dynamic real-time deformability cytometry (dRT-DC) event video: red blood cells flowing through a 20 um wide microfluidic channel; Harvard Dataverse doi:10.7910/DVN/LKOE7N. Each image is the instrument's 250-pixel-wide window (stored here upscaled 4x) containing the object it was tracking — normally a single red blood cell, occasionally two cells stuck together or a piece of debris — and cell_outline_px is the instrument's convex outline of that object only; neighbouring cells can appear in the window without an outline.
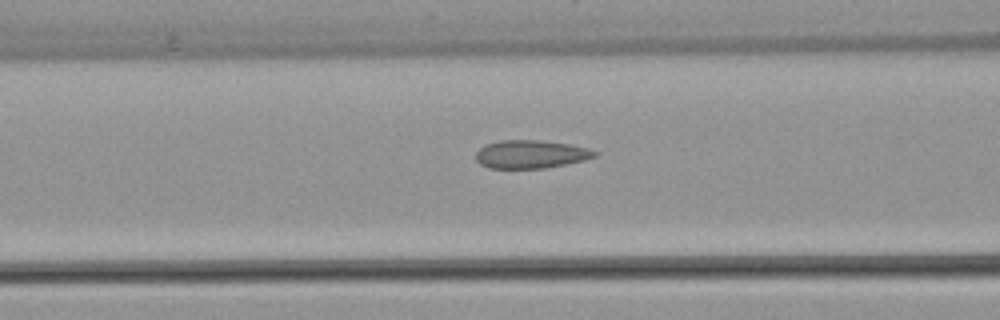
{"species": "common noctule bat (a hibernating species)", "species_latin": "Nyctalus noctula", "temperature_condition": "warm", "stored_images_in_passage": 34, "camera_frame_rate_fps": 3000, "um_per_image_px": 0.085, "animal": {"sex": "female", "body_mass_g": 22.7, "forearm_length_mm": 54.2}, "frame": {"image": 1, "passage_image": 12, "time_ms": 3.667, "image_size_px": [1000, 320], "cell_outline_px": [[600, 152], [596, 156], [584, 160], [544, 168], [488, 168], [480, 164], [476, 160], [476, 152], [484, 144], [500, 140], [540, 140], [568, 144], [588, 148]], "centroid_in_image_um": [45.1, 13.1], "position_along_channel_um": 121.5, "area_um2": 19.54}}
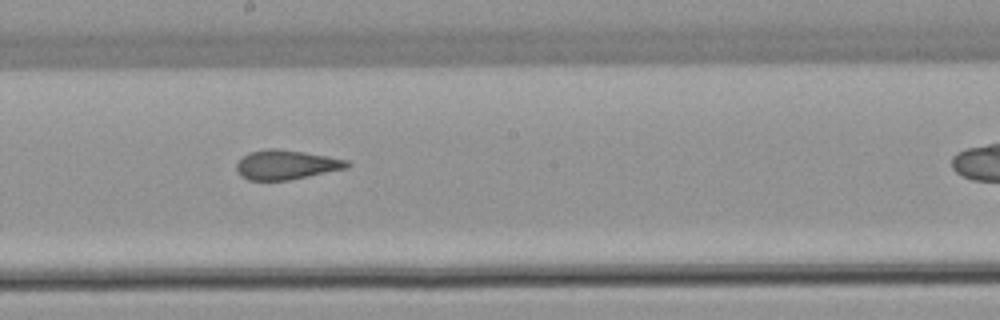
{"frame": {"image": 2, "passage_image": 20, "time_ms": 6.333, "image_size_px": [1000, 320], "cell_outline_px": [[352, 164], [348, 168], [288, 180], [248, 180], [240, 176], [236, 172], [236, 164], [244, 156], [252, 152], [268, 148], [276, 148], [304, 152], [328, 156], [348, 160]], "centroid_in_image_um": [24.34, 14.01], "position_along_channel_um": 223.9, "area_um2": 18.96}}
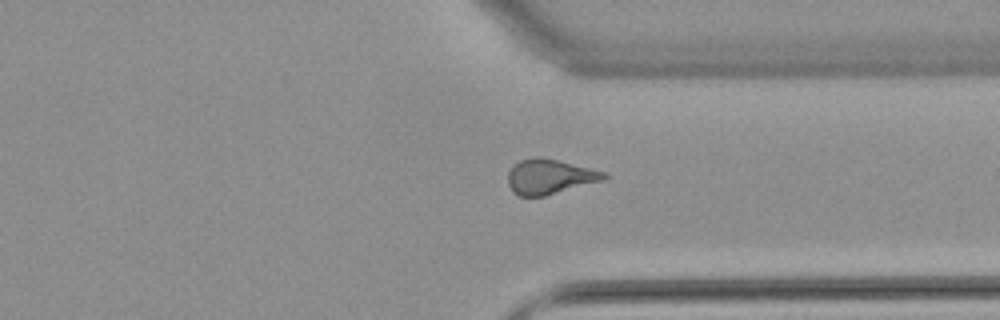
{"frame": {"image": 3, "passage_image": 31, "time_ms": 10.0, "image_size_px": [1000, 320], "cell_outline_px": [[608, 176], [604, 180], [544, 196], [520, 196], [512, 192], [508, 184], [508, 172], [520, 160], [536, 156], [540, 156], [608, 172]], "centroid_in_image_um": [46.74, 15.01], "position_along_channel_um": 364.7, "area_um2": 19.54}}